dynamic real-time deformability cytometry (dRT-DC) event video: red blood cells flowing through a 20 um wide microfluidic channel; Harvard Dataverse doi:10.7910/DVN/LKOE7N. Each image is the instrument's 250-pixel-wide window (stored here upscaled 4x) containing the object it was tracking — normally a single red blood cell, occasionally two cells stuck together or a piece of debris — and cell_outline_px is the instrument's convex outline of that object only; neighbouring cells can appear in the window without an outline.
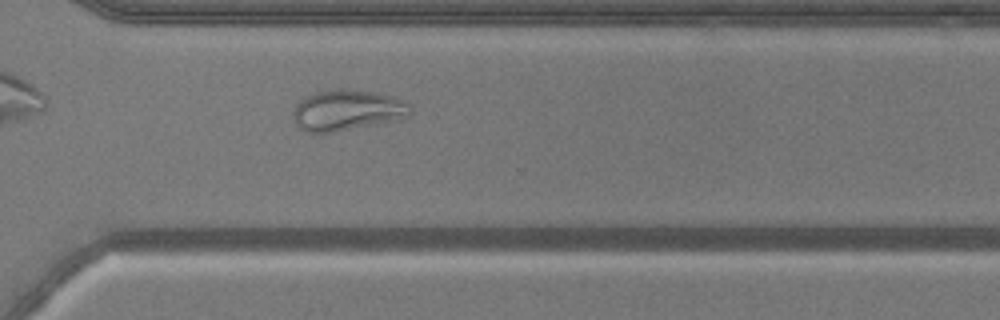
{"species": "common noctule bat (a hibernating species)", "species_latin": "Nyctalus noctula", "temperature_condition": "warm", "stored_images_in_passage": 37, "camera_frame_rate_fps": 3000, "um_per_image_px": 0.085, "animal": {"sex": "male", "body_mass_g": 20.5, "forearm_length_mm": 52.5}, "frame": {"image": 1, "passage_image": 22, "time_ms": 7.0, "image_size_px": [1000, 320], "cell_outline_px": [[412, 112], [408, 116], [400, 120], [332, 132], [304, 132], [296, 124], [292, 112], [296, 104], [304, 96], [316, 92], [336, 88], [340, 88], [376, 92], [396, 96], [404, 100], [412, 108]], "centroid_in_image_um": [29.54, 9.35], "position_along_channel_um": 341.1, "area_um2": 28.26}}
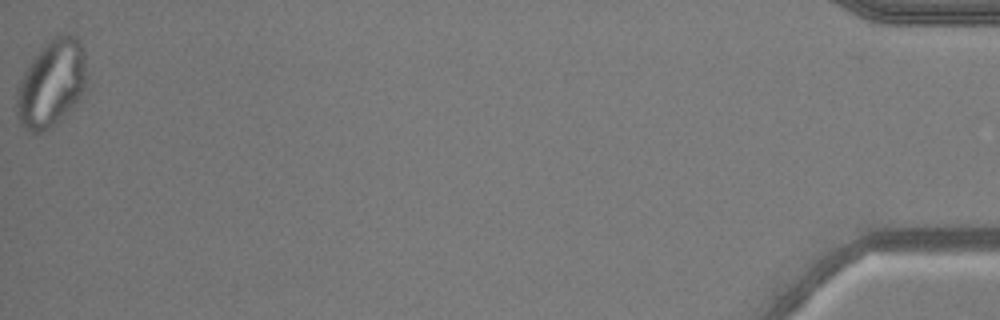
{"frame": {"image": 2, "passage_image": 37, "time_ms": 12.0, "image_size_px": [1000, 320], "cell_outline_px": [[88, 76], [84, 92], [80, 100], [52, 128], [40, 132], [28, 132], [20, 124], [16, 112], [16, 88], [24, 72], [32, 60], [44, 44], [52, 36], [68, 32], [76, 36], [80, 40], [84, 52]], "centroid_in_image_um": [4.4, 7.09], "position_along_channel_um": 430.8, "area_um2": 36.36}}